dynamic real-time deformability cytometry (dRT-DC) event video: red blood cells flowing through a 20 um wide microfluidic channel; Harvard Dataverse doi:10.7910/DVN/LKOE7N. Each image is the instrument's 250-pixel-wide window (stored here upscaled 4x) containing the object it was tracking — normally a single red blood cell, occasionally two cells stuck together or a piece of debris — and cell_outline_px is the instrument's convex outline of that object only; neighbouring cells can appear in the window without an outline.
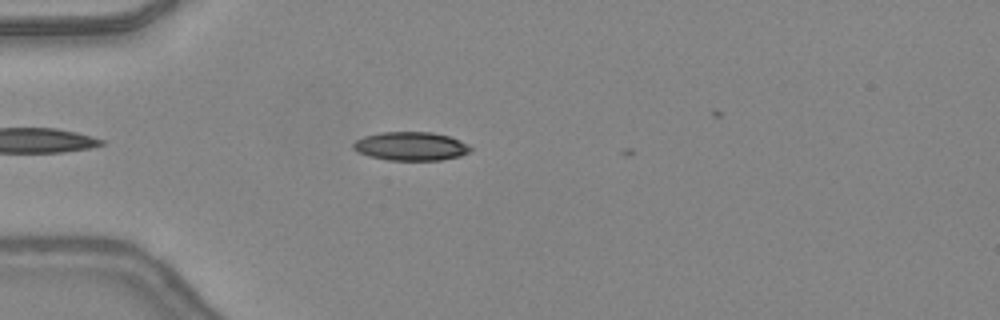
{"species": "common noctule bat (a hibernating species)", "species_latin": "Nyctalus noctula", "temperature_condition": "warm", "stored_images_in_passage": 8, "camera_frame_rate_fps": 3000, "um_per_image_px": 0.085, "animal": {"sex": "female", "body_mass_g": 24.6, "forearm_length_mm": 56.2}, "frame": {"image": 1, "passage_image": 5, "time_ms": 1.333, "image_size_px": [1000, 320], "cell_outline_px": [[472, 152], [460, 156], [440, 160], [388, 160], [368, 156], [352, 148], [352, 144], [356, 140], [364, 136], [380, 132], [432, 132], [448, 136], [460, 140], [468, 144], [472, 148]], "centroid_in_image_um": [34.94, 12.43], "position_along_channel_um": 50.1, "area_um2": 19.65}}